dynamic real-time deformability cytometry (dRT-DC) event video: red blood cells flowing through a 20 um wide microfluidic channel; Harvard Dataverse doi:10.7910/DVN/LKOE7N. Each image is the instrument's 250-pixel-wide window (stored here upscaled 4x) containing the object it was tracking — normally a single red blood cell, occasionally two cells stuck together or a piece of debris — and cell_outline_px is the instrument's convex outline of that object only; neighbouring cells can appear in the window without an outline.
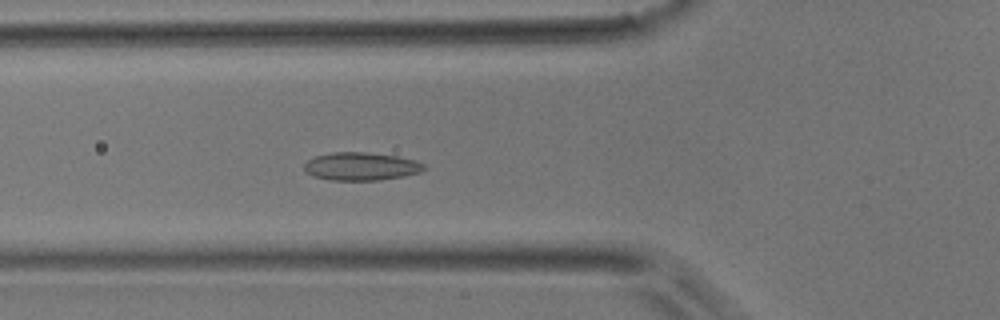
{"species": "common noctule bat (a hibernating species)", "species_latin": "Nyctalus noctula", "temperature_condition": "room temperature", "stored_images_in_passage": 47, "camera_frame_rate_fps": 3000, "um_per_image_px": 0.085, "animal": {"sex": "male", "body_mass_g": 17.9}, "frame": {"image": 1, "passage_image": 17, "time_ms": 5.333, "image_size_px": [1000, 320], "cell_outline_px": [[428, 168], [420, 172], [404, 176], [380, 180], [332, 180], [312, 176], [304, 172], [304, 164], [308, 160], [316, 156], [332, 152], [364, 152], [396, 156], [416, 160], [424, 164]], "centroid_in_image_um": [30.69, 14.14], "position_along_channel_um": 95.1, "area_um2": 19.65}}
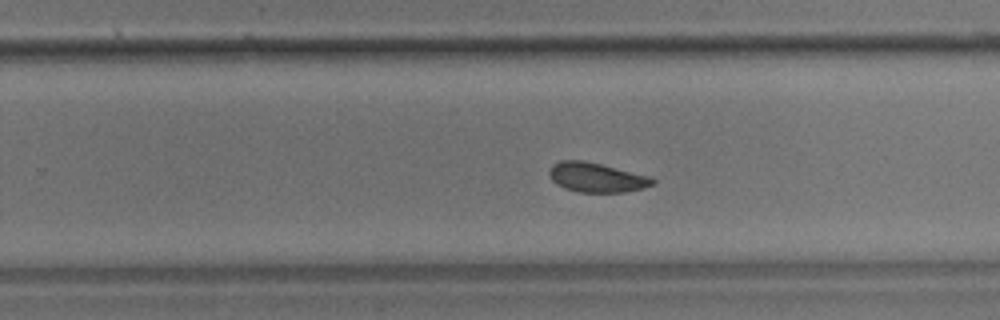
{"frame": {"image": 2, "passage_image": 30, "time_ms": 9.667, "image_size_px": [1000, 320], "cell_outline_px": [[656, 184], [644, 188], [624, 192], [580, 192], [564, 188], [556, 184], [552, 180], [548, 172], [552, 164], [560, 160], [584, 160], [652, 176], [656, 180]], "centroid_in_image_um": [50.74, 15.07], "position_along_channel_um": 279.1, "area_um2": 18.03}}
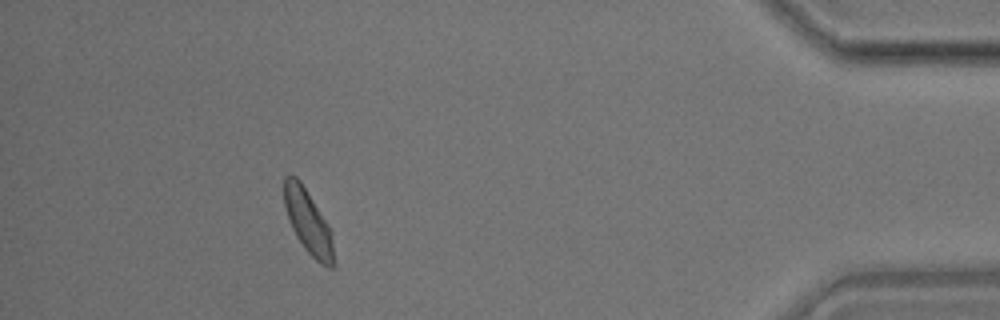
{"frame": {"image": 3, "passage_image": 43, "time_ms": 14.0, "image_size_px": [1000, 320], "cell_outline_px": [[332, 268], [328, 268], [320, 264], [304, 248], [296, 236], [292, 228], [284, 204], [284, 176], [296, 176], [300, 180], [328, 224], [332, 240]], "centroid_in_image_um": [26.16, 18.83], "position_along_channel_um": 409.0, "area_um2": 17.92}}